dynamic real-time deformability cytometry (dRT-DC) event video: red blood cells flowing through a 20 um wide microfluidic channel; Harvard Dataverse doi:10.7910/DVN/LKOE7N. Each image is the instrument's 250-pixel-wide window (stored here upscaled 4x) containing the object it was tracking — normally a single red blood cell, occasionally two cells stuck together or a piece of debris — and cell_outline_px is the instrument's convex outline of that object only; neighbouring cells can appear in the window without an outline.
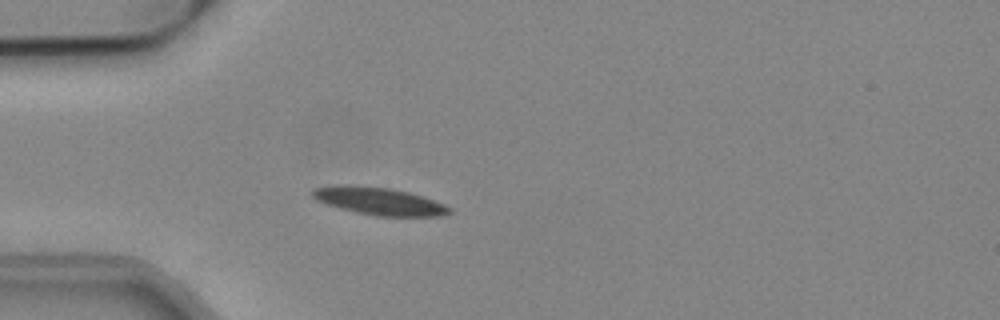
{"species": "common noctule bat (a hibernating species)", "species_latin": "Nyctalus noctula", "temperature_condition": "cold", "stored_images_in_passage": 53, "camera_frame_rate_fps": 3000, "um_per_image_px": 0.085, "animal": {"sex": "male", "body_mass_g": 19.2, "forearm_length_mm": 51.8}, "frame": {"image": 1, "passage_image": 15, "time_ms": 4.667, "image_size_px": [1000, 320], "cell_outline_px": [[452, 212], [440, 216], [376, 216], [356, 212], [340, 208], [316, 200], [312, 196], [312, 192], [316, 188], [388, 188], [408, 192], [444, 204], [452, 208]], "centroid_in_image_um": [32.37, 17.17], "position_along_channel_um": 52.6, "area_um2": 20.58}}
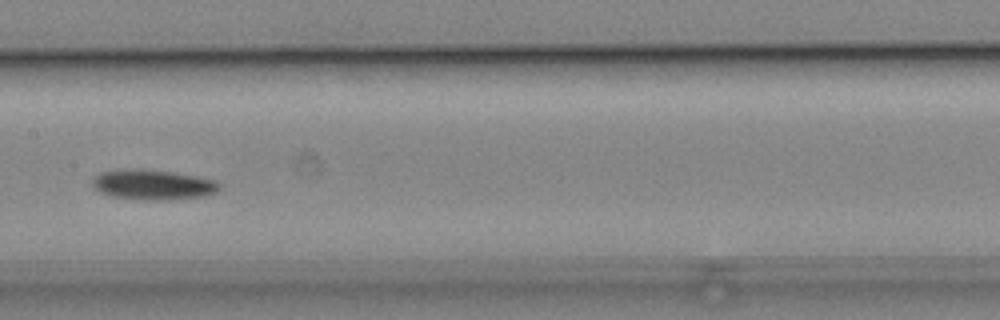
{"frame": {"image": 2, "passage_image": 27, "time_ms": 8.667, "image_size_px": [1000, 320], "cell_outline_px": [[220, 188], [216, 192], [204, 196], [168, 200], [144, 200], [112, 196], [100, 192], [92, 184], [92, 176], [100, 172], [172, 172], [196, 176], [216, 180], [220, 184]], "centroid_in_image_um": [13.07, 15.75], "position_along_channel_um": 194.3, "area_um2": 21.27}}
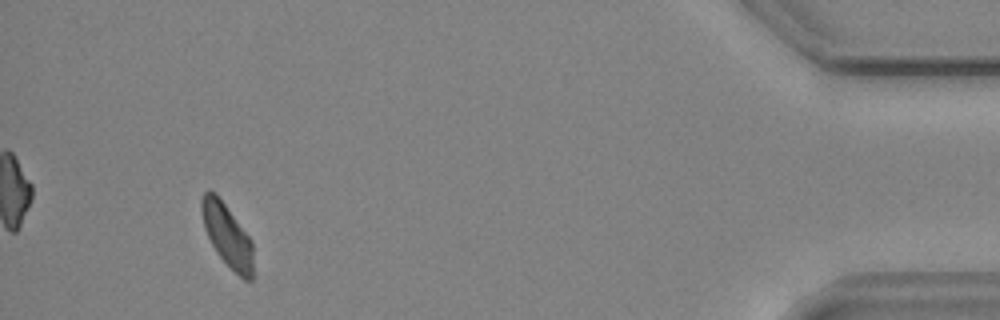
{"frame": {"image": 3, "passage_image": 50, "time_ms": 16.333, "image_size_px": [1000, 320], "cell_outline_px": [[252, 280], [244, 280], [216, 252], [204, 228], [200, 212], [200, 200], [204, 192], [216, 192], [248, 236], [252, 244]], "centroid_in_image_um": [19.27, 19.96], "position_along_channel_um": 415.9, "area_um2": 18.44}, "authors_computed_cell_mechanics": {"area_um2": 20.4034, "velocity_mm_per_s": 3.8058, "shape_relaxation_time_tau1_ms": 7.3989, "shape_relaxation_time_tau2_ms": null, "deformation_change_tau1": 0.1539, "deformation_change_tau2": null}}